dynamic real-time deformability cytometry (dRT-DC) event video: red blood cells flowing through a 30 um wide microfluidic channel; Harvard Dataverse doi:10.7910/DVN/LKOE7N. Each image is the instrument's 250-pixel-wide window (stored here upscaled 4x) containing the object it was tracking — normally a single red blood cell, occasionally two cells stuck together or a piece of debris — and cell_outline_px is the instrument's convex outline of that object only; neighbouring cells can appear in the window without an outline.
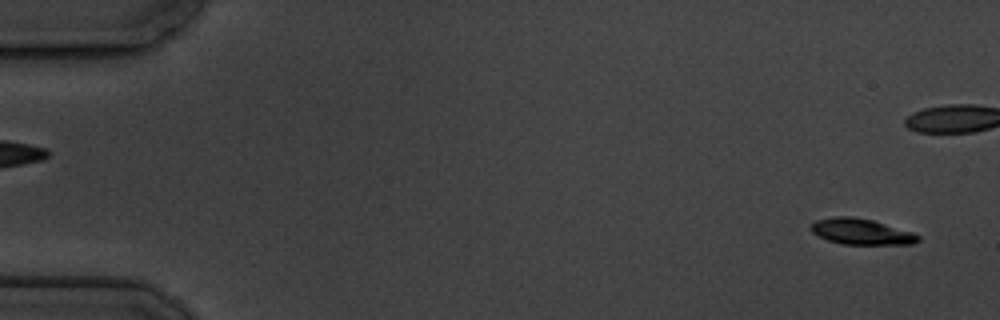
{"species": "common noctule bat (a hibernating species)", "species_latin": "Nyctalus noctula", "temperature_condition": "cold", "stored_images_in_passage": 6, "segment_of_instrument_passage": [2, 2], "camera_frame_rate_fps": 3000, "um_per_image_px": 0.085, "animal": {"sex": "male", "body_mass_g": 19.5, "forearm_length_mm": 54.6}, "frame": {"image": 1, "passage_image": 6, "time_ms": 6.333, "image_size_px": [1000, 320], "cell_outline_px": [[920, 240], [912, 244], [844, 244], [828, 240], [812, 232], [812, 224], [816, 220], [836, 216], [852, 216], [872, 220], [912, 232], [920, 236]], "centroid_in_image_um": [73.23, 19.69], "position_along_channel_um": 11.8, "area_um2": 15.9}}